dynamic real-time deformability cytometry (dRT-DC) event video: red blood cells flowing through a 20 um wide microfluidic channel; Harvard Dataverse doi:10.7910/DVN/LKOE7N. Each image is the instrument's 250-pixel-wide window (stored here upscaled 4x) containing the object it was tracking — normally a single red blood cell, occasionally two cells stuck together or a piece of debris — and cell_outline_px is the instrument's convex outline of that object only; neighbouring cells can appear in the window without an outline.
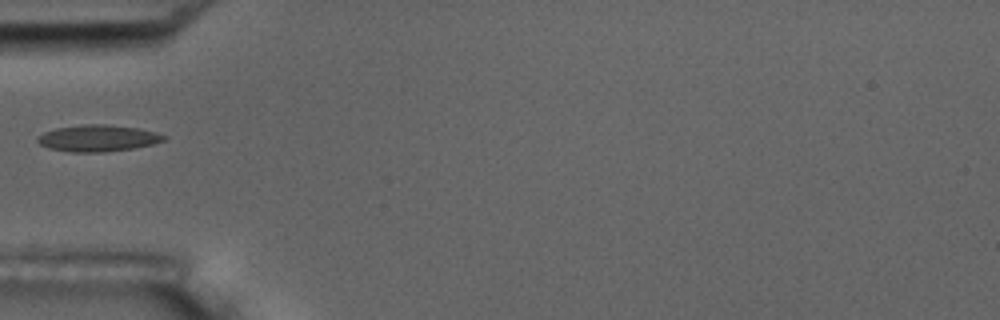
{"species": "common noctule bat (a hibernating species)", "species_latin": "Nyctalus noctula", "temperature_condition": "room temperature", "stored_images_in_passage": 2, "camera_frame_rate_fps": 3000, "um_per_image_px": 0.085, "animal": {"sex": "male", "body_mass_g": 17.5, "forearm_length_mm": 52.3}, "frame": {"image": 1, "passage_image": 1, "time_ms": 0.0, "image_size_px": [1000, 320], "cell_outline_px": [[168, 136], [164, 140], [152, 144], [132, 148], [104, 152], [68, 152], [48, 148], [40, 144], [36, 140], [36, 136], [44, 132], [56, 128], [84, 124], [108, 124], [136, 128], [156, 132]], "centroid_in_image_um": [8.28, 11.74], "position_along_channel_um": 76.7, "area_um2": 19.59}}